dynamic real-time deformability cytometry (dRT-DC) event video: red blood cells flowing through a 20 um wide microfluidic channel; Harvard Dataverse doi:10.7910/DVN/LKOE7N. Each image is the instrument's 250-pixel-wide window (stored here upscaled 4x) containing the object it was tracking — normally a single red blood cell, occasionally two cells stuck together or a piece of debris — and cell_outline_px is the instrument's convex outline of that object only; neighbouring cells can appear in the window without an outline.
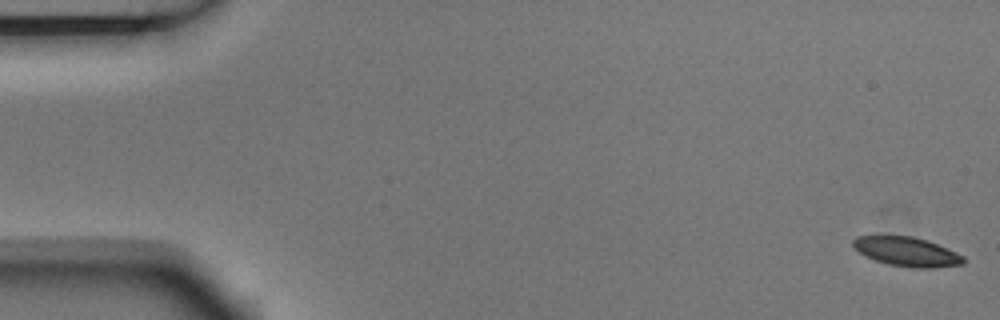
{"species": "Egyptian fruit bat (a non-hibernating species)", "species_latin": "Rousettus aegyptiacus", "temperature_condition": "room temperature", "stored_images_in_passage": 5, "camera_frame_rate_fps": 3000, "um_per_image_px": 0.085, "animal": {"sex": "male"}, "frame": {"image": 1, "passage_image": 1, "time_ms": 0.0, "image_size_px": [1000, 320], "cell_outline_px": [[964, 264], [936, 268], [912, 268], [888, 264], [864, 256], [852, 244], [852, 240], [856, 236], [912, 236], [928, 240], [956, 252], [964, 256]], "centroid_in_image_um": [77.1, 21.4], "position_along_channel_um": 7.9, "area_um2": 18.84}}
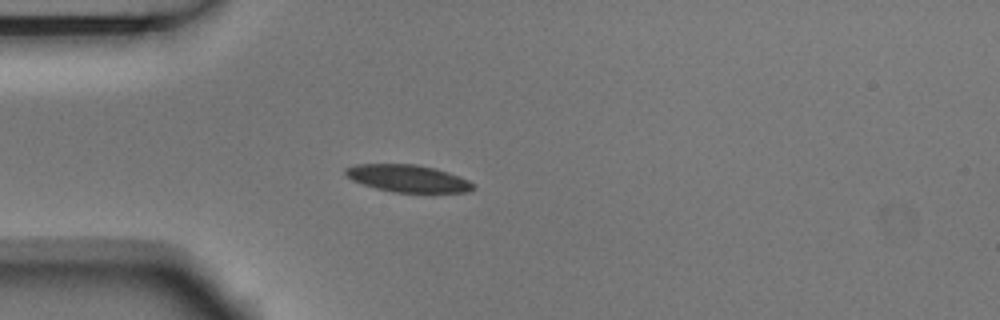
{"frame": {"image": 2, "passage_image": 5, "time_ms": 1.333, "image_size_px": [1000, 320], "cell_outline_px": [[476, 188], [468, 192], [392, 192], [376, 188], [352, 180], [344, 172], [344, 168], [356, 164], [416, 164], [436, 168], [448, 172], [468, 180], [476, 184]], "centroid_in_image_um": [34.69, 15.16], "position_along_channel_um": 50.3, "area_um2": 20.29}}